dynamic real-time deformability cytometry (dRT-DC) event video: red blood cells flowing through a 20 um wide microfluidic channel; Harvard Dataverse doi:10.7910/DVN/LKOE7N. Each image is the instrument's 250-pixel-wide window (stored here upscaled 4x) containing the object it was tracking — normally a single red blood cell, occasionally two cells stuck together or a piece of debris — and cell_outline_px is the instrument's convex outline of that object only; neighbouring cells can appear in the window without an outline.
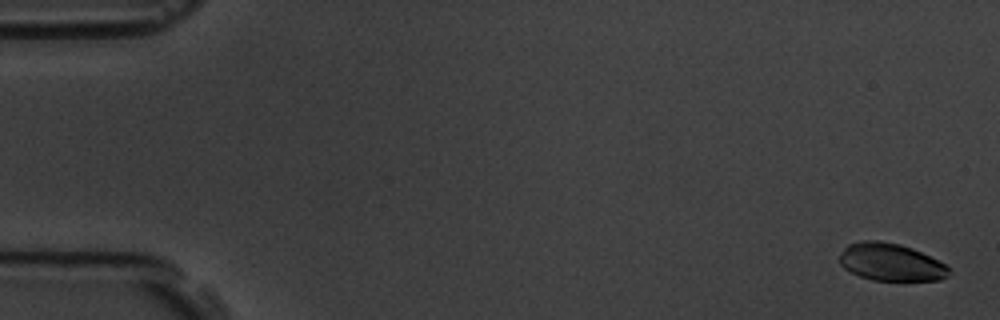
{"species": "common noctule bat (a hibernating species)", "species_latin": "Nyctalus noctula", "temperature_condition": "room temperature", "stored_images_in_passage": 58, "camera_frame_rate_fps": 3000, "um_per_image_px": 0.085, "animal": {"sex": "male", "body_mass_g": 19.5, "forearm_length_mm": 54.6}, "frame": {"image": 1, "passage_image": 2, "time_ms": 0.333, "image_size_px": [1000, 320], "cell_outline_px": [[952, 272], [948, 276], [940, 280], [872, 280], [860, 276], [844, 268], [840, 264], [840, 256], [844, 248], [848, 244], [860, 240], [880, 240], [900, 244], [912, 248], [952, 268]], "centroid_in_image_um": [75.73, 22.28], "position_along_channel_um": 9.3, "area_um2": 23.87}}
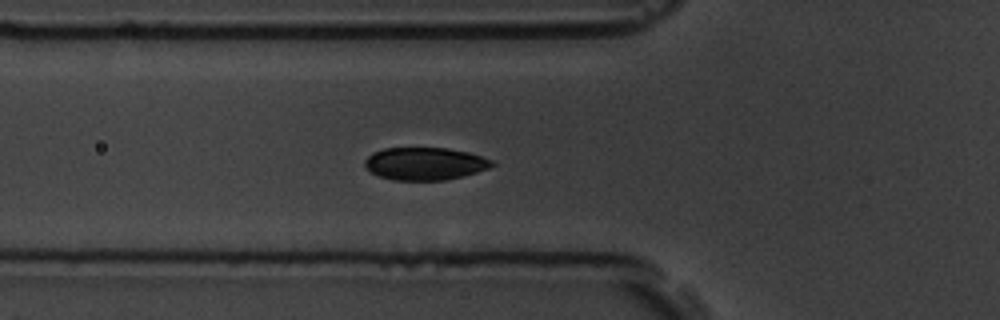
{"frame": {"image": 2, "passage_image": 21, "time_ms": 6.667, "image_size_px": [1000, 320], "cell_outline_px": [[496, 164], [488, 168], [476, 172], [444, 180], [392, 180], [380, 176], [364, 168], [364, 160], [372, 152], [384, 148], [448, 148], [468, 152], [492, 160]], "centroid_in_image_um": [36.08, 13.9], "position_along_channel_um": 89.7, "area_um2": 24.1}}
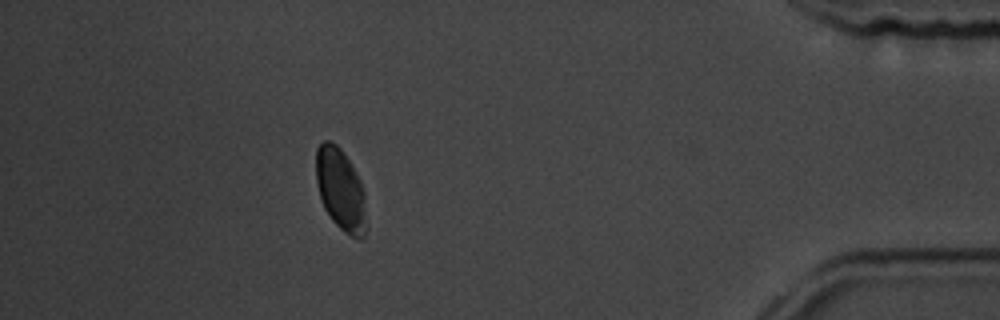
{"frame": {"image": 3, "passage_image": 52, "time_ms": 17.0, "image_size_px": [1000, 320], "cell_outline_px": [[364, 236], [360, 240], [344, 232], [332, 220], [324, 208], [320, 200], [316, 180], [316, 148], [324, 140], [328, 140], [336, 144], [340, 148], [356, 172], [360, 180], [364, 192]], "centroid_in_image_um": [28.91, 16.09], "position_along_channel_um": 406.3, "area_um2": 23.76}, "authors_computed_cell_mechanics": {"area_um2": 24.5361, "velocity_mm_per_s": 3.5447, "shape_relaxation_time_tau1_ms": 1.7957, "shape_relaxation_time_tau2_ms": 2.5731, "deformation_change_tau1": 0.0775, "deformation_change_tau2": 0.0499}}